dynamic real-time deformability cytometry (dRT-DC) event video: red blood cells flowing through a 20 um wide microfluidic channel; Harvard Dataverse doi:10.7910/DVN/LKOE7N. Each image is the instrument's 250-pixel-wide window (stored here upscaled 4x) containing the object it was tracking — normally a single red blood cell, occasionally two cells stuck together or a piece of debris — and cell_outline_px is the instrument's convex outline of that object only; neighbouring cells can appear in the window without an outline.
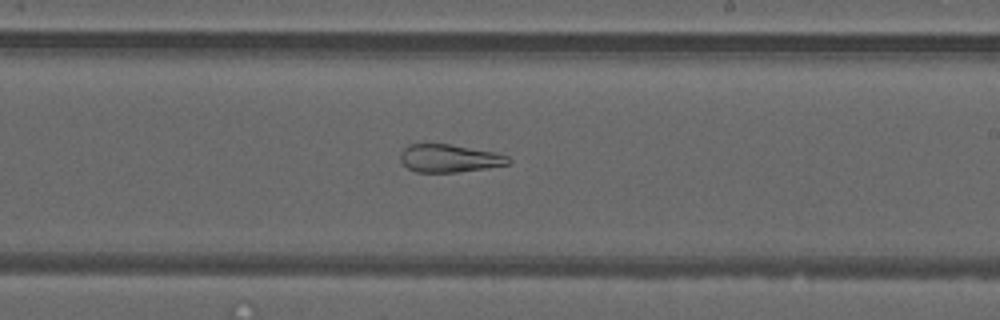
{"species": "common noctule bat (a hibernating species)", "species_latin": "Nyctalus noctula", "temperature_condition": "warm", "stored_images_in_passage": 50, "camera_frame_rate_fps": 3000, "um_per_image_px": 0.085, "animal": {"sex": "male", "forearm_length_mm": 52.5}, "frame": {"image": 1, "passage_image": 29, "time_ms": 9.333, "image_size_px": [1000, 320], "cell_outline_px": [[512, 160], [508, 164], [488, 168], [456, 172], [416, 172], [408, 168], [400, 160], [400, 152], [408, 144], [448, 144], [492, 152], [508, 156]], "centroid_in_image_um": [38.17, 13.46], "position_along_channel_um": 250.8, "area_um2": 17.4}, "authors_computed_cell_mechanics": {"area_um2": 25.2875, "velocity_mm_per_s": 4.0437, "shape_relaxation_time_tau1_ms": null, "shape_relaxation_time_tau2_ms": 2.0298, "deformation_change_tau1": null, "deformation_change_tau2": 0.1154}}